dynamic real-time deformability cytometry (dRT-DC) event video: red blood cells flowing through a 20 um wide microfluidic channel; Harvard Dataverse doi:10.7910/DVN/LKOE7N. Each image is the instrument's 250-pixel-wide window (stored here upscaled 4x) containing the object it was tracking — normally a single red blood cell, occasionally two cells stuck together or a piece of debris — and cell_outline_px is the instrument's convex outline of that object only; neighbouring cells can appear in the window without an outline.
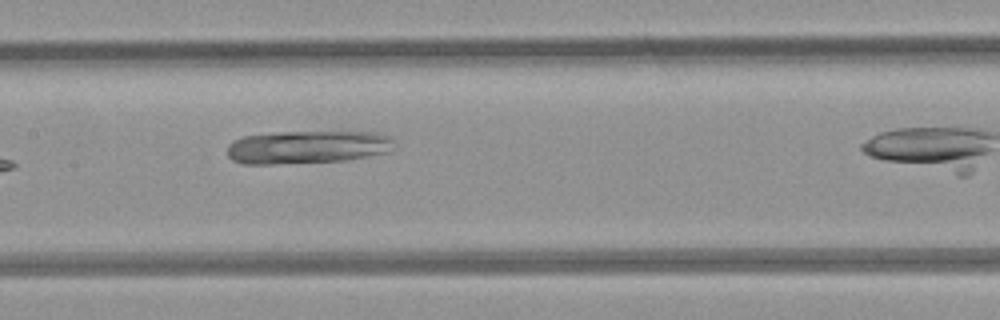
{"species": "common noctule bat (a hibernating species)", "species_latin": "Nyctalus noctula", "temperature_condition": "room temperature", "stored_images_in_passage": 7, "camera_frame_rate_fps": 3000, "um_per_image_px": 0.085, "animal": {"sex": "female", "body_mass_g": 21.9}, "frame": {"image": 1, "passage_image": 6, "time_ms": 7.0, "image_size_px": [1000, 320], "cell_outline_px": [[396, 148], [384, 152], [368, 156], [348, 160], [268, 164], [244, 164], [232, 160], [228, 156], [228, 144], [232, 140], [244, 136], [280, 132], [376, 132], [388, 136], [396, 140]], "centroid_in_image_um": [26.14, 12.5], "position_along_channel_um": 181.3, "area_um2": 32.25}}